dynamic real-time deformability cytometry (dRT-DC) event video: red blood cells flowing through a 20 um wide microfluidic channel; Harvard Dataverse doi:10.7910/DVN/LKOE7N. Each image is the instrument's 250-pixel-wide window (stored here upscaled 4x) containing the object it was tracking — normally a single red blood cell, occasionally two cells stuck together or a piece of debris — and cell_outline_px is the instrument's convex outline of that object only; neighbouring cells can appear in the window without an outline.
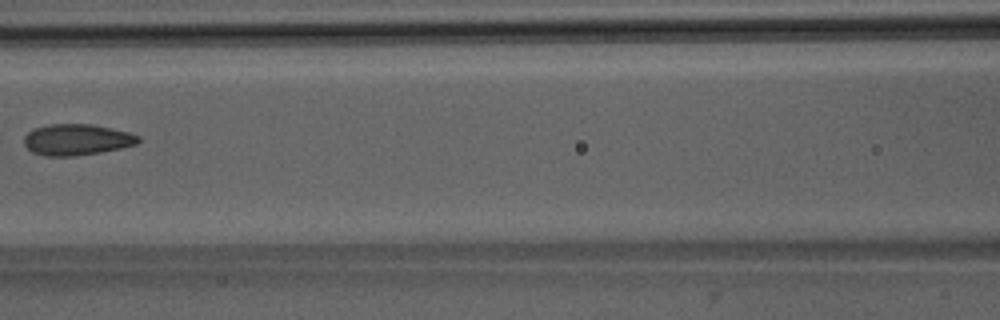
{"species": "Egyptian fruit bat (a non-hibernating species)", "species_latin": "Rousettus aegyptiacus", "temperature_condition": "room temperature", "stored_images_in_passage": 5, "camera_frame_rate_fps": 3000, "um_per_image_px": 0.085, "animal": {"sex": "male"}, "frame": {"image": 1, "passage_image": 4, "time_ms": 3.667, "image_size_px": [1000, 320], "cell_outline_px": [[140, 140], [136, 144], [120, 148], [100, 152], [72, 156], [44, 156], [32, 152], [24, 144], [24, 136], [28, 132], [36, 128], [52, 124], [92, 124], [128, 132], [140, 136]], "centroid_in_image_um": [6.52, 11.87], "position_along_channel_um": 160.1, "area_um2": 20.58}}